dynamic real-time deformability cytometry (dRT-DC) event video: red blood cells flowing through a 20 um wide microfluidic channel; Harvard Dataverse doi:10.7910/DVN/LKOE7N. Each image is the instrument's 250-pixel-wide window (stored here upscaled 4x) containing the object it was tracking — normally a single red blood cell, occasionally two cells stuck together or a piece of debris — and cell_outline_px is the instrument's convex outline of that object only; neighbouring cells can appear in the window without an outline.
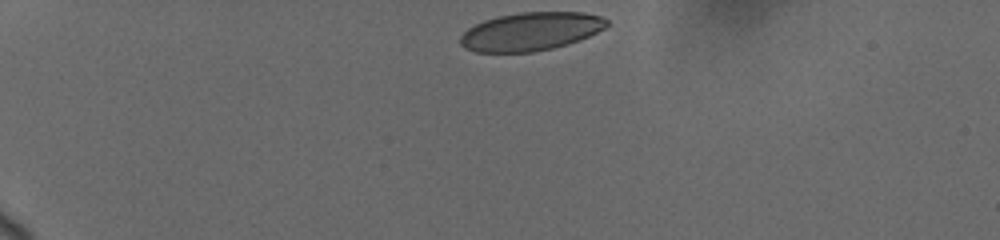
{"species": "human", "species_latin": "Homo sapiens", "temperature_condition": "cold", "stored_images_in_passage": 17, "camera_frame_rate_fps": 3000, "um_per_image_px": 0.085, "donor": {"sex": "female"}, "frame": {"image": 1, "passage_image": 1, "time_ms": 0.0, "image_size_px": [1000, 240], "cell_outline_px": [[608, 24], [604, 28], [580, 40], [568, 44], [552, 48], [532, 52], [476, 52], [464, 48], [460, 44], [460, 36], [468, 28], [484, 20], [500, 16], [520, 12], [584, 12], [600, 16], [608, 20]], "centroid_in_image_um": [45.1, 2.68], "position_along_channel_um": 39.9, "area_um2": 32.6}}
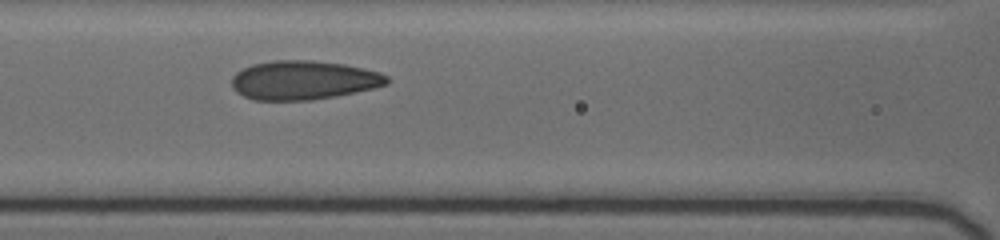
{"frame": {"image": 2, "passage_image": 12, "time_ms": 4.667, "image_size_px": [1000, 240], "cell_outline_px": [[388, 84], [372, 88], [312, 100], [256, 100], [244, 96], [236, 92], [232, 88], [232, 76], [236, 72], [252, 64], [272, 60], [312, 60], [344, 64], [364, 68], [380, 72], [388, 76]], "centroid_in_image_um": [25.77, 6.8], "position_along_channel_um": 140.8, "area_um2": 35.14}}
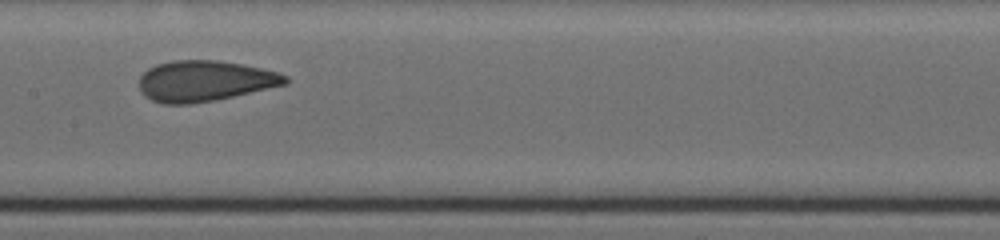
{"frame": {"image": 3, "passage_image": 15, "time_ms": 6.0, "image_size_px": [1000, 240], "cell_outline_px": [[288, 80], [284, 84], [216, 100], [192, 104], [160, 104], [144, 96], [140, 92], [140, 76], [148, 68], [156, 64], [172, 60], [216, 60], [244, 64], [276, 72], [288, 76]], "centroid_in_image_um": [17.34, 6.88], "position_along_channel_um": 190.1, "area_um2": 34.68}}